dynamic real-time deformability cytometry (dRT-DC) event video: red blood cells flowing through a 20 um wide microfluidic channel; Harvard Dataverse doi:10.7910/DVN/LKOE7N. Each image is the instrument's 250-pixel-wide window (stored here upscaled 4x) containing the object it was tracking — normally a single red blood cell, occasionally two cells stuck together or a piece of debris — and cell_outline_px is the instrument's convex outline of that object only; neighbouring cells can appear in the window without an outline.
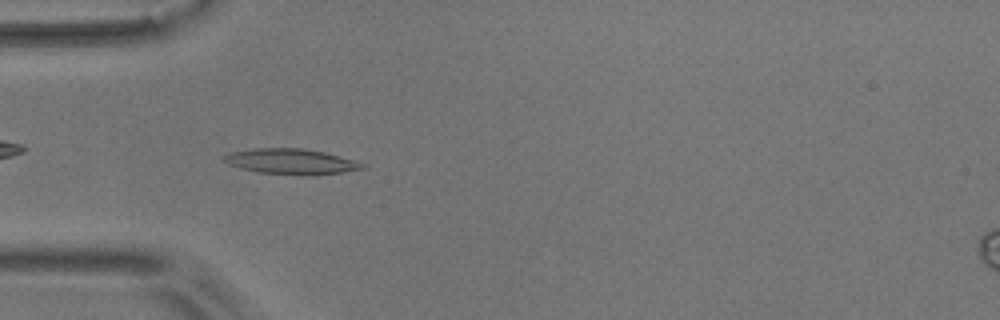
{"species": "common noctule bat (a hibernating species)", "species_latin": "Nyctalus noctula", "temperature_condition": "room temperature", "stored_images_in_passage": 6, "camera_frame_rate_fps": 3000, "um_per_image_px": 0.085, "animal": {"sex": "male", "body_mass_g": 17.9}, "frame": {"image": 1, "passage_image": 5, "time_ms": 4.667, "image_size_px": [1000, 320], "cell_outline_px": [[368, 168], [344, 172], [312, 176], [304, 176], [256, 172], [240, 168], [228, 164], [224, 160], [224, 156], [232, 152], [252, 148], [304, 148], [324, 152], [352, 160], [364, 164]], "centroid_in_image_um": [24.76, 13.74], "position_along_channel_um": 60.2, "area_um2": 20.69}}
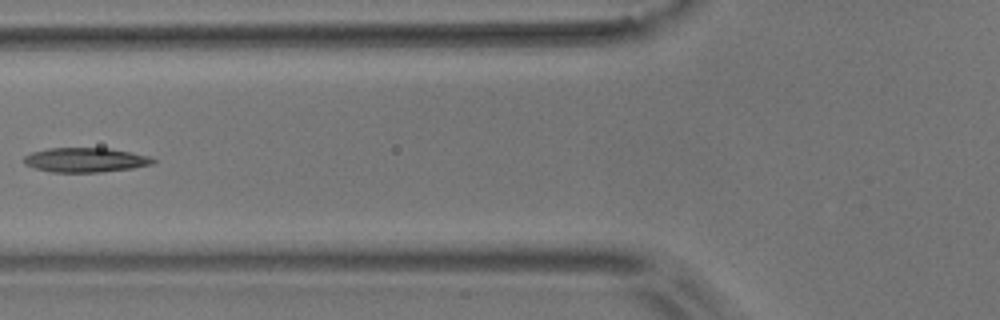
{"frame": {"image": 2, "passage_image": 6, "time_ms": 6.333, "image_size_px": [1000, 320], "cell_outline_px": [[156, 160], [152, 164], [132, 168], [100, 172], [52, 172], [36, 168], [24, 164], [24, 156], [32, 152], [48, 148], [108, 148], [148, 156]], "centroid_in_image_um": [7.23, 13.59], "position_along_channel_um": 118.6, "area_um2": 18.21}}